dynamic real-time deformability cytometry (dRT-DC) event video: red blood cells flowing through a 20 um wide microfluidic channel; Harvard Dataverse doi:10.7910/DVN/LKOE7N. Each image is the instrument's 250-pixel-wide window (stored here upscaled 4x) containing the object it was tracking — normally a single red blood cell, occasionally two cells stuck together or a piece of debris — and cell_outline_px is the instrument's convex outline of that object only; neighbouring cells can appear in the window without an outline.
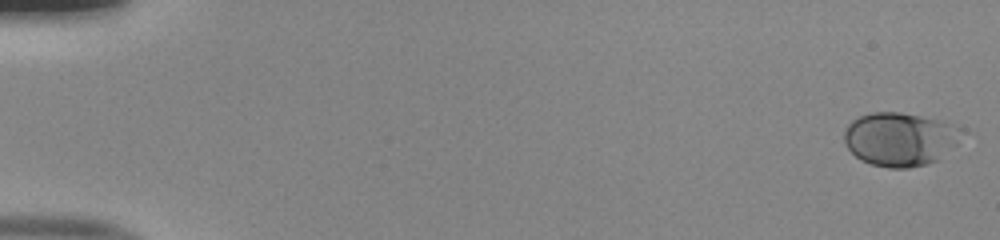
{"species": "human", "species_latin": "Homo sapiens", "temperature_condition": "room temperature", "stored_images_in_passage": 52, "camera_frame_rate_fps": 3000, "um_per_image_px": 0.085, "donor": {"sex": "male"}, "frame": {"image": 1, "passage_image": 1, "time_ms": 0.0, "image_size_px": [1000, 240], "cell_outline_px": [[964, 128], [956, 144], [936, 160], [928, 164], [908, 168], [888, 168], [872, 164], [860, 160], [844, 144], [844, 132], [848, 124], [852, 120], [860, 116], [872, 112], [900, 112], [940, 120]], "centroid_in_image_um": [76.47, 11.82], "position_along_channel_um": 8.5, "area_um2": 36.65}}
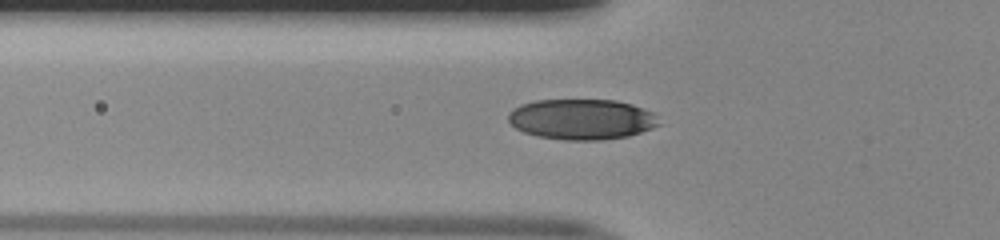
{"frame": {"image": 2, "passage_image": 19, "time_ms": 6.0, "image_size_px": [1000, 240], "cell_outline_px": [[664, 124], [628, 136], [600, 140], [564, 140], [536, 136], [524, 132], [516, 128], [508, 120], [508, 112], [512, 108], [520, 104], [536, 100], [616, 100], [632, 104], [656, 112]], "centroid_in_image_um": [49.49, 10.13], "position_along_channel_um": 76.3, "area_um2": 36.13}}
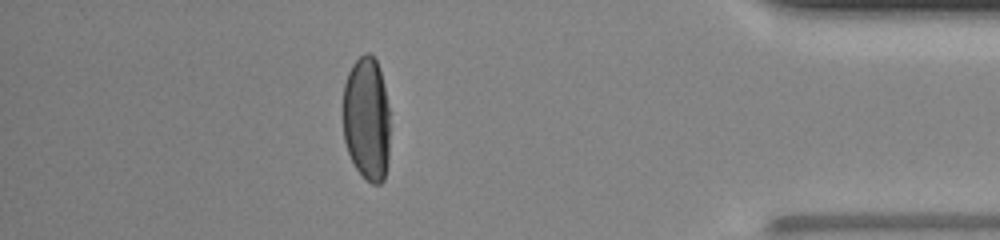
{"frame": {"image": 3, "passage_image": 46, "time_ms": 15.0, "image_size_px": [1000, 240], "cell_outline_px": [[388, 164], [384, 180], [380, 184], [372, 184], [356, 168], [348, 152], [344, 140], [344, 84], [348, 72], [352, 64], [364, 52], [368, 52], [376, 60], [380, 72], [388, 104]], "centroid_in_image_um": [31.16, 10.1], "position_along_channel_um": 404.0, "area_um2": 33.7}, "authors_computed_cell_mechanics": {"area_um2": 35.7204, "velocity_mm_per_s": 4.0166, "shape_relaxation_time_tau1_ms": 3.399, "shape_relaxation_time_tau2_ms": null, "deformation_change_tau1": 0.1727, "deformation_change_tau2": null}}